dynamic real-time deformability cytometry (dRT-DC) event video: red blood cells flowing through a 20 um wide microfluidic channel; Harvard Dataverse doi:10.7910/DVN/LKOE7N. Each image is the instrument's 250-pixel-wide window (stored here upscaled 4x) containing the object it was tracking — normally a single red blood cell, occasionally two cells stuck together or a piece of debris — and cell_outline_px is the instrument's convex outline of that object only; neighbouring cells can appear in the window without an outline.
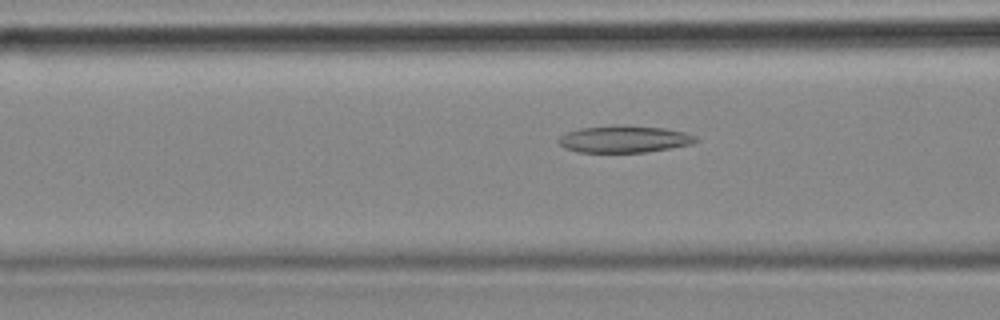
{"species": "common noctule bat (a hibernating species)", "species_latin": "Nyctalus noctula", "temperature_condition": "cold", "stored_images_in_passage": 20, "camera_frame_rate_fps": 3000, "um_per_image_px": 0.085, "animal": {"sex": "female", "body_mass_g": 18.4}, "frame": {"image": 1, "passage_image": 15, "time_ms": 4.667, "image_size_px": [1000, 320], "cell_outline_px": [[700, 140], [692, 144], [644, 152], [580, 152], [564, 148], [556, 140], [560, 136], [568, 132], [580, 128], [624, 124], [664, 128], [684, 132], [696, 136]], "centroid_in_image_um": [53.06, 11.81], "position_along_channel_um": 113.5, "area_um2": 21.62}}